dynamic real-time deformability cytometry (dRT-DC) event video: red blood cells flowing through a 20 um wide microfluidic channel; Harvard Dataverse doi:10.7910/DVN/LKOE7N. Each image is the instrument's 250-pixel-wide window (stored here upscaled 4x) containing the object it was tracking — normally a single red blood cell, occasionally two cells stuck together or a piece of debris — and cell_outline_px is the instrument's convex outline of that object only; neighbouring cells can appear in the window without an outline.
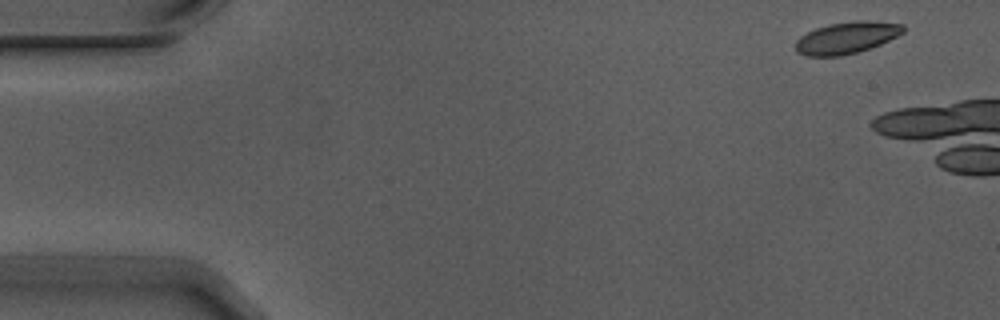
{"species": "Egyptian fruit bat (a non-hibernating species)", "species_latin": "Rousettus aegyptiacus", "temperature_condition": "warm", "stored_images_in_passage": 3, "camera_frame_rate_fps": 3000, "um_per_image_px": 0.085, "animal": {"sex": "male"}, "frame": {"image": 1, "passage_image": 1, "time_ms": 0.0, "image_size_px": [1000, 320], "cell_outline_px": [[904, 32], [880, 44], [856, 52], [840, 56], [808, 56], [796, 52], [796, 40], [800, 36], [816, 28], [828, 24], [852, 20], [876, 20], [904, 24]], "centroid_in_image_um": [71.97, 3.18], "position_along_channel_um": 13.0, "area_um2": 20.0}}